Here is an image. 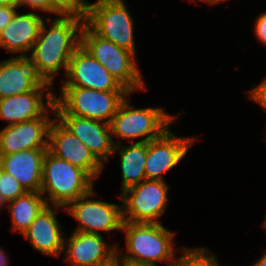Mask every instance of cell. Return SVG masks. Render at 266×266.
Masks as SVG:
<instances>
[{
	"mask_svg": "<svg viewBox=\"0 0 266 266\" xmlns=\"http://www.w3.org/2000/svg\"><path fill=\"white\" fill-rule=\"evenodd\" d=\"M55 116L57 121L86 145L103 165L108 161L115 146L110 124L75 115Z\"/></svg>",
	"mask_w": 266,
	"mask_h": 266,
	"instance_id": "cell-15",
	"label": "cell"
},
{
	"mask_svg": "<svg viewBox=\"0 0 266 266\" xmlns=\"http://www.w3.org/2000/svg\"><path fill=\"white\" fill-rule=\"evenodd\" d=\"M46 205L45 198L40 192H26L7 202L6 206L9 208L13 224L10 230L23 234Z\"/></svg>",
	"mask_w": 266,
	"mask_h": 266,
	"instance_id": "cell-22",
	"label": "cell"
},
{
	"mask_svg": "<svg viewBox=\"0 0 266 266\" xmlns=\"http://www.w3.org/2000/svg\"><path fill=\"white\" fill-rule=\"evenodd\" d=\"M26 192L25 188L13 176L0 168V193L6 203Z\"/></svg>",
	"mask_w": 266,
	"mask_h": 266,
	"instance_id": "cell-25",
	"label": "cell"
},
{
	"mask_svg": "<svg viewBox=\"0 0 266 266\" xmlns=\"http://www.w3.org/2000/svg\"><path fill=\"white\" fill-rule=\"evenodd\" d=\"M113 154L119 151L122 173V192L127 188L146 180L145 160L147 156V142H133L130 146H123L119 140L114 142Z\"/></svg>",
	"mask_w": 266,
	"mask_h": 266,
	"instance_id": "cell-21",
	"label": "cell"
},
{
	"mask_svg": "<svg viewBox=\"0 0 266 266\" xmlns=\"http://www.w3.org/2000/svg\"><path fill=\"white\" fill-rule=\"evenodd\" d=\"M263 228H266V219L263 222Z\"/></svg>",
	"mask_w": 266,
	"mask_h": 266,
	"instance_id": "cell-37",
	"label": "cell"
},
{
	"mask_svg": "<svg viewBox=\"0 0 266 266\" xmlns=\"http://www.w3.org/2000/svg\"><path fill=\"white\" fill-rule=\"evenodd\" d=\"M85 24L98 36L136 55L134 22L123 0L87 2Z\"/></svg>",
	"mask_w": 266,
	"mask_h": 266,
	"instance_id": "cell-7",
	"label": "cell"
},
{
	"mask_svg": "<svg viewBox=\"0 0 266 266\" xmlns=\"http://www.w3.org/2000/svg\"><path fill=\"white\" fill-rule=\"evenodd\" d=\"M196 140L193 136L176 137L169 128L159 138L147 142L146 179L164 181L163 173L174 168Z\"/></svg>",
	"mask_w": 266,
	"mask_h": 266,
	"instance_id": "cell-11",
	"label": "cell"
},
{
	"mask_svg": "<svg viewBox=\"0 0 266 266\" xmlns=\"http://www.w3.org/2000/svg\"><path fill=\"white\" fill-rule=\"evenodd\" d=\"M93 195L94 189L65 206V210L79 222L75 231L101 235V231L122 230V205L89 199Z\"/></svg>",
	"mask_w": 266,
	"mask_h": 266,
	"instance_id": "cell-9",
	"label": "cell"
},
{
	"mask_svg": "<svg viewBox=\"0 0 266 266\" xmlns=\"http://www.w3.org/2000/svg\"><path fill=\"white\" fill-rule=\"evenodd\" d=\"M48 149H28L0 155V168L13 176L27 192H40L43 159Z\"/></svg>",
	"mask_w": 266,
	"mask_h": 266,
	"instance_id": "cell-19",
	"label": "cell"
},
{
	"mask_svg": "<svg viewBox=\"0 0 266 266\" xmlns=\"http://www.w3.org/2000/svg\"><path fill=\"white\" fill-rule=\"evenodd\" d=\"M6 202L3 200L2 196H1V193H0V208H2V206H6Z\"/></svg>",
	"mask_w": 266,
	"mask_h": 266,
	"instance_id": "cell-36",
	"label": "cell"
},
{
	"mask_svg": "<svg viewBox=\"0 0 266 266\" xmlns=\"http://www.w3.org/2000/svg\"><path fill=\"white\" fill-rule=\"evenodd\" d=\"M28 5L32 9L50 13V0H18V7Z\"/></svg>",
	"mask_w": 266,
	"mask_h": 266,
	"instance_id": "cell-28",
	"label": "cell"
},
{
	"mask_svg": "<svg viewBox=\"0 0 266 266\" xmlns=\"http://www.w3.org/2000/svg\"><path fill=\"white\" fill-rule=\"evenodd\" d=\"M254 26L255 35L258 40L266 45V12L258 16Z\"/></svg>",
	"mask_w": 266,
	"mask_h": 266,
	"instance_id": "cell-27",
	"label": "cell"
},
{
	"mask_svg": "<svg viewBox=\"0 0 266 266\" xmlns=\"http://www.w3.org/2000/svg\"><path fill=\"white\" fill-rule=\"evenodd\" d=\"M249 92V98L254 102H257L266 110V78H264L259 85L254 87Z\"/></svg>",
	"mask_w": 266,
	"mask_h": 266,
	"instance_id": "cell-26",
	"label": "cell"
},
{
	"mask_svg": "<svg viewBox=\"0 0 266 266\" xmlns=\"http://www.w3.org/2000/svg\"><path fill=\"white\" fill-rule=\"evenodd\" d=\"M210 254L205 247H182L180 257L175 258L172 266H219L217 257Z\"/></svg>",
	"mask_w": 266,
	"mask_h": 266,
	"instance_id": "cell-23",
	"label": "cell"
},
{
	"mask_svg": "<svg viewBox=\"0 0 266 266\" xmlns=\"http://www.w3.org/2000/svg\"><path fill=\"white\" fill-rule=\"evenodd\" d=\"M16 9L17 7L0 6V32L12 20Z\"/></svg>",
	"mask_w": 266,
	"mask_h": 266,
	"instance_id": "cell-29",
	"label": "cell"
},
{
	"mask_svg": "<svg viewBox=\"0 0 266 266\" xmlns=\"http://www.w3.org/2000/svg\"><path fill=\"white\" fill-rule=\"evenodd\" d=\"M54 105L40 118L13 125L0 131V155H9L28 149H48L49 129L54 119Z\"/></svg>",
	"mask_w": 266,
	"mask_h": 266,
	"instance_id": "cell-13",
	"label": "cell"
},
{
	"mask_svg": "<svg viewBox=\"0 0 266 266\" xmlns=\"http://www.w3.org/2000/svg\"><path fill=\"white\" fill-rule=\"evenodd\" d=\"M44 18L34 12L20 14L17 11L12 20L0 32V47L8 52L26 56L38 38ZM24 52V53H23Z\"/></svg>",
	"mask_w": 266,
	"mask_h": 266,
	"instance_id": "cell-20",
	"label": "cell"
},
{
	"mask_svg": "<svg viewBox=\"0 0 266 266\" xmlns=\"http://www.w3.org/2000/svg\"><path fill=\"white\" fill-rule=\"evenodd\" d=\"M50 90V87H36L33 91L0 99V119L13 125L42 117L54 105L55 94Z\"/></svg>",
	"mask_w": 266,
	"mask_h": 266,
	"instance_id": "cell-17",
	"label": "cell"
},
{
	"mask_svg": "<svg viewBox=\"0 0 266 266\" xmlns=\"http://www.w3.org/2000/svg\"><path fill=\"white\" fill-rule=\"evenodd\" d=\"M43 21L37 40L28 56L36 65L38 73L53 86L55 75L61 68L66 74L68 63L75 50L81 45V31L85 17L62 16Z\"/></svg>",
	"mask_w": 266,
	"mask_h": 266,
	"instance_id": "cell-1",
	"label": "cell"
},
{
	"mask_svg": "<svg viewBox=\"0 0 266 266\" xmlns=\"http://www.w3.org/2000/svg\"><path fill=\"white\" fill-rule=\"evenodd\" d=\"M111 247L102 234L73 231L69 238L64 239V261L69 266H102L115 258L117 244Z\"/></svg>",
	"mask_w": 266,
	"mask_h": 266,
	"instance_id": "cell-14",
	"label": "cell"
},
{
	"mask_svg": "<svg viewBox=\"0 0 266 266\" xmlns=\"http://www.w3.org/2000/svg\"><path fill=\"white\" fill-rule=\"evenodd\" d=\"M117 264L118 266H154L148 263L137 262V261L129 260L126 258H122L118 254V252H117Z\"/></svg>",
	"mask_w": 266,
	"mask_h": 266,
	"instance_id": "cell-30",
	"label": "cell"
},
{
	"mask_svg": "<svg viewBox=\"0 0 266 266\" xmlns=\"http://www.w3.org/2000/svg\"><path fill=\"white\" fill-rule=\"evenodd\" d=\"M52 205H46L22 234L30 245L44 255L60 256L63 252L64 236Z\"/></svg>",
	"mask_w": 266,
	"mask_h": 266,
	"instance_id": "cell-18",
	"label": "cell"
},
{
	"mask_svg": "<svg viewBox=\"0 0 266 266\" xmlns=\"http://www.w3.org/2000/svg\"><path fill=\"white\" fill-rule=\"evenodd\" d=\"M9 6L18 8V0H0V6Z\"/></svg>",
	"mask_w": 266,
	"mask_h": 266,
	"instance_id": "cell-31",
	"label": "cell"
},
{
	"mask_svg": "<svg viewBox=\"0 0 266 266\" xmlns=\"http://www.w3.org/2000/svg\"><path fill=\"white\" fill-rule=\"evenodd\" d=\"M123 220L132 223H160L168 204V186L161 180H143L123 192Z\"/></svg>",
	"mask_w": 266,
	"mask_h": 266,
	"instance_id": "cell-8",
	"label": "cell"
},
{
	"mask_svg": "<svg viewBox=\"0 0 266 266\" xmlns=\"http://www.w3.org/2000/svg\"><path fill=\"white\" fill-rule=\"evenodd\" d=\"M36 87H52L38 73L26 56H16L0 63V99L33 91Z\"/></svg>",
	"mask_w": 266,
	"mask_h": 266,
	"instance_id": "cell-16",
	"label": "cell"
},
{
	"mask_svg": "<svg viewBox=\"0 0 266 266\" xmlns=\"http://www.w3.org/2000/svg\"><path fill=\"white\" fill-rule=\"evenodd\" d=\"M126 254H121L117 243V252L122 258L157 266V262L166 261L167 266L175 262L173 245L174 234L161 223H132L124 221ZM120 252V253H119Z\"/></svg>",
	"mask_w": 266,
	"mask_h": 266,
	"instance_id": "cell-3",
	"label": "cell"
},
{
	"mask_svg": "<svg viewBox=\"0 0 266 266\" xmlns=\"http://www.w3.org/2000/svg\"><path fill=\"white\" fill-rule=\"evenodd\" d=\"M81 45L130 93L148 90L133 52L98 36L86 24L81 31Z\"/></svg>",
	"mask_w": 266,
	"mask_h": 266,
	"instance_id": "cell-5",
	"label": "cell"
},
{
	"mask_svg": "<svg viewBox=\"0 0 266 266\" xmlns=\"http://www.w3.org/2000/svg\"><path fill=\"white\" fill-rule=\"evenodd\" d=\"M126 97L119 105L110 123L112 136L128 139L143 137L138 142H149L162 136L178 116L168 114L163 108H136ZM147 135V136H146Z\"/></svg>",
	"mask_w": 266,
	"mask_h": 266,
	"instance_id": "cell-6",
	"label": "cell"
},
{
	"mask_svg": "<svg viewBox=\"0 0 266 266\" xmlns=\"http://www.w3.org/2000/svg\"><path fill=\"white\" fill-rule=\"evenodd\" d=\"M62 87H82L98 91H128L108 70L80 45L73 53Z\"/></svg>",
	"mask_w": 266,
	"mask_h": 266,
	"instance_id": "cell-10",
	"label": "cell"
},
{
	"mask_svg": "<svg viewBox=\"0 0 266 266\" xmlns=\"http://www.w3.org/2000/svg\"><path fill=\"white\" fill-rule=\"evenodd\" d=\"M5 251L0 248V266H8V259L4 253Z\"/></svg>",
	"mask_w": 266,
	"mask_h": 266,
	"instance_id": "cell-32",
	"label": "cell"
},
{
	"mask_svg": "<svg viewBox=\"0 0 266 266\" xmlns=\"http://www.w3.org/2000/svg\"><path fill=\"white\" fill-rule=\"evenodd\" d=\"M61 95L54 97L55 115L78 117L111 123L121 102L129 91H98L82 87H61Z\"/></svg>",
	"mask_w": 266,
	"mask_h": 266,
	"instance_id": "cell-4",
	"label": "cell"
},
{
	"mask_svg": "<svg viewBox=\"0 0 266 266\" xmlns=\"http://www.w3.org/2000/svg\"><path fill=\"white\" fill-rule=\"evenodd\" d=\"M86 11L85 0H50V13L59 16L85 17Z\"/></svg>",
	"mask_w": 266,
	"mask_h": 266,
	"instance_id": "cell-24",
	"label": "cell"
},
{
	"mask_svg": "<svg viewBox=\"0 0 266 266\" xmlns=\"http://www.w3.org/2000/svg\"><path fill=\"white\" fill-rule=\"evenodd\" d=\"M201 1L207 2V3L211 4V5H214L216 3L218 4L219 2H223L225 0H201Z\"/></svg>",
	"mask_w": 266,
	"mask_h": 266,
	"instance_id": "cell-35",
	"label": "cell"
},
{
	"mask_svg": "<svg viewBox=\"0 0 266 266\" xmlns=\"http://www.w3.org/2000/svg\"><path fill=\"white\" fill-rule=\"evenodd\" d=\"M94 179L83 169L70 164L49 150L43 159L40 193L47 205L63 208L68 203L88 194L94 189Z\"/></svg>",
	"mask_w": 266,
	"mask_h": 266,
	"instance_id": "cell-2",
	"label": "cell"
},
{
	"mask_svg": "<svg viewBox=\"0 0 266 266\" xmlns=\"http://www.w3.org/2000/svg\"><path fill=\"white\" fill-rule=\"evenodd\" d=\"M48 150L72 165L85 170L94 180L104 165L74 134L54 118L49 129Z\"/></svg>",
	"mask_w": 266,
	"mask_h": 266,
	"instance_id": "cell-12",
	"label": "cell"
},
{
	"mask_svg": "<svg viewBox=\"0 0 266 266\" xmlns=\"http://www.w3.org/2000/svg\"><path fill=\"white\" fill-rule=\"evenodd\" d=\"M252 266H266V251L262 255V257L256 263H254Z\"/></svg>",
	"mask_w": 266,
	"mask_h": 266,
	"instance_id": "cell-33",
	"label": "cell"
},
{
	"mask_svg": "<svg viewBox=\"0 0 266 266\" xmlns=\"http://www.w3.org/2000/svg\"><path fill=\"white\" fill-rule=\"evenodd\" d=\"M102 266H118V264H117V252H116L115 258L110 263L102 265Z\"/></svg>",
	"mask_w": 266,
	"mask_h": 266,
	"instance_id": "cell-34",
	"label": "cell"
}]
</instances>
